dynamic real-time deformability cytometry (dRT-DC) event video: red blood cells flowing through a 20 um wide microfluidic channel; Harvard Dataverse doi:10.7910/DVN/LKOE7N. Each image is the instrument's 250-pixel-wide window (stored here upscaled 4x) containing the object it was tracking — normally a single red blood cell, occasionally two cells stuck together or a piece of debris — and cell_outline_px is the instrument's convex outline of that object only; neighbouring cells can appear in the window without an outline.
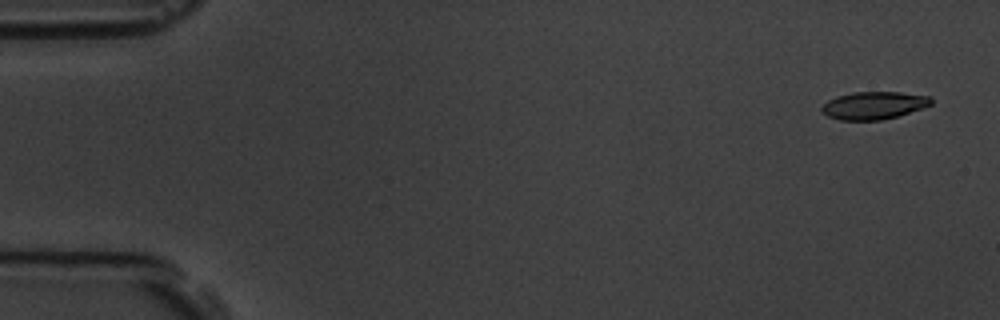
{"species": "common noctule bat (a hibernating species)", "species_latin": "Nyctalus noctula", "temperature_condition": "room temperature", "stored_images_in_passage": 4, "camera_frame_rate_fps": 3000, "um_per_image_px": 0.085, "animal": {"sex": "male", "body_mass_g": 19.5, "forearm_length_mm": 54.6}, "frame": {"image": 1, "passage_image": 1, "time_ms": 0.0, "image_size_px": [1000, 320], "cell_outline_px": [[932, 104], [896, 116], [880, 120], [840, 120], [828, 116], [820, 112], [820, 108], [828, 100], [836, 96], [852, 92], [900, 92], [932, 96]], "centroid_in_image_um": [74.23, 8.95], "position_along_channel_um": 10.8, "area_um2": 17.57}}
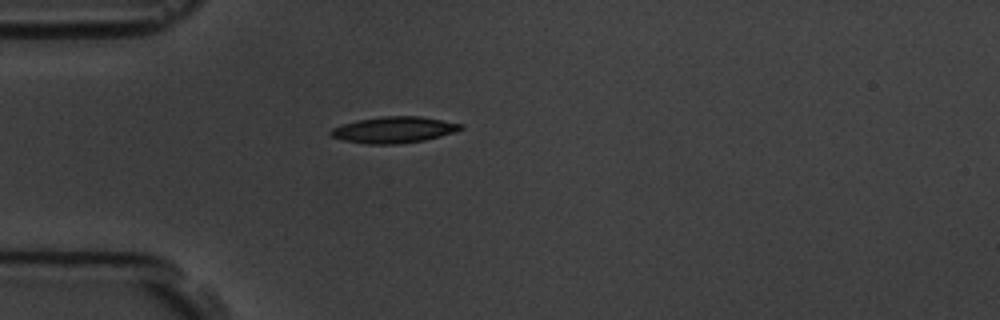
{"frame": {"image": 2, "passage_image": 4, "time_ms": 4.333, "image_size_px": [1000, 320], "cell_outline_px": [[464, 128], [456, 132], [424, 140], [396, 144], [368, 144], [344, 140], [332, 136], [328, 132], [332, 128], [356, 120], [384, 116], [420, 116], [464, 124]], "centroid_in_image_um": [33.51, 11.03], "position_along_channel_um": 51.5, "area_um2": 19.83}}